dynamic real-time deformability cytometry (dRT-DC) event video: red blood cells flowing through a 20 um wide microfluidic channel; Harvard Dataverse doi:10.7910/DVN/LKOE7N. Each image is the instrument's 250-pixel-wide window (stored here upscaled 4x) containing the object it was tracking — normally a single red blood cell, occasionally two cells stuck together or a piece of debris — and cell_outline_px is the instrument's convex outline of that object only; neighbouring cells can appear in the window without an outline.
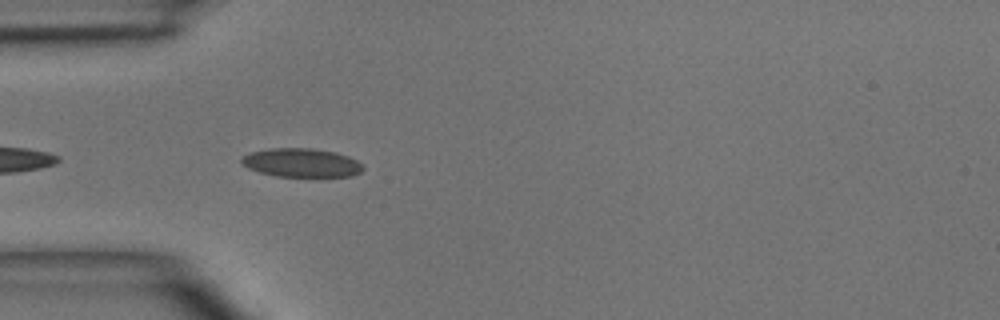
{"species": "common noctule bat (a hibernating species)", "species_latin": "Nyctalus noctula", "temperature_condition": "room temperature", "stored_images_in_passage": 4, "camera_frame_rate_fps": 3000, "um_per_image_px": 0.085, "animal": {"sex": "male", "body_mass_g": 15.6}, "frame": {"image": 1, "passage_image": 4, "time_ms": 3.333, "image_size_px": [1000, 320], "cell_outline_px": [[364, 168], [360, 172], [352, 176], [276, 176], [260, 172], [248, 168], [240, 160], [240, 156], [248, 152], [268, 148], [312, 148], [336, 152], [348, 156], [364, 164]], "centroid_in_image_um": [25.61, 13.82], "position_along_channel_um": 59.4, "area_um2": 20.46}}